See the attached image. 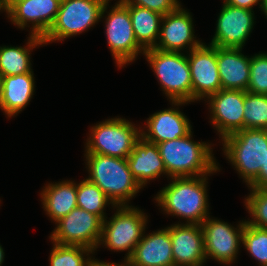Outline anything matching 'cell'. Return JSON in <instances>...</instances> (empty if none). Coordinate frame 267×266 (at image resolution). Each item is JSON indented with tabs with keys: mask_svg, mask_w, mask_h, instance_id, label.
Returning a JSON list of instances; mask_svg holds the SVG:
<instances>
[{
	"mask_svg": "<svg viewBox=\"0 0 267 266\" xmlns=\"http://www.w3.org/2000/svg\"><path fill=\"white\" fill-rule=\"evenodd\" d=\"M129 169L138 184L143 187L148 180H154L160 174H166V168L157 144L142 137L134 145L128 158Z\"/></svg>",
	"mask_w": 267,
	"mask_h": 266,
	"instance_id": "obj_21",
	"label": "cell"
},
{
	"mask_svg": "<svg viewBox=\"0 0 267 266\" xmlns=\"http://www.w3.org/2000/svg\"><path fill=\"white\" fill-rule=\"evenodd\" d=\"M172 177L173 181L155 198L167 214L187 219V224H199L208 217L206 177Z\"/></svg>",
	"mask_w": 267,
	"mask_h": 266,
	"instance_id": "obj_1",
	"label": "cell"
},
{
	"mask_svg": "<svg viewBox=\"0 0 267 266\" xmlns=\"http://www.w3.org/2000/svg\"><path fill=\"white\" fill-rule=\"evenodd\" d=\"M117 212L107 222L105 219L102 224V234L99 242L109 248V250L124 251L128 250V260L138 242L143 237L147 218L141 210L128 205L115 206Z\"/></svg>",
	"mask_w": 267,
	"mask_h": 266,
	"instance_id": "obj_8",
	"label": "cell"
},
{
	"mask_svg": "<svg viewBox=\"0 0 267 266\" xmlns=\"http://www.w3.org/2000/svg\"><path fill=\"white\" fill-rule=\"evenodd\" d=\"M124 262L125 263L120 265V264L109 263V262L107 263V262H104V261L100 262L98 260L96 261V259H95V260H92L90 266H131L128 260L125 259Z\"/></svg>",
	"mask_w": 267,
	"mask_h": 266,
	"instance_id": "obj_35",
	"label": "cell"
},
{
	"mask_svg": "<svg viewBox=\"0 0 267 266\" xmlns=\"http://www.w3.org/2000/svg\"><path fill=\"white\" fill-rule=\"evenodd\" d=\"M252 10L224 3L218 16L216 33L210 45L222 48H242L254 24Z\"/></svg>",
	"mask_w": 267,
	"mask_h": 266,
	"instance_id": "obj_14",
	"label": "cell"
},
{
	"mask_svg": "<svg viewBox=\"0 0 267 266\" xmlns=\"http://www.w3.org/2000/svg\"><path fill=\"white\" fill-rule=\"evenodd\" d=\"M51 240L62 245H78L95 251L98 248L103 220L80 208L73 209L57 222Z\"/></svg>",
	"mask_w": 267,
	"mask_h": 266,
	"instance_id": "obj_9",
	"label": "cell"
},
{
	"mask_svg": "<svg viewBox=\"0 0 267 266\" xmlns=\"http://www.w3.org/2000/svg\"><path fill=\"white\" fill-rule=\"evenodd\" d=\"M113 202L94 183L88 179L77 184V207L99 216L103 221L106 219L104 207Z\"/></svg>",
	"mask_w": 267,
	"mask_h": 266,
	"instance_id": "obj_26",
	"label": "cell"
},
{
	"mask_svg": "<svg viewBox=\"0 0 267 266\" xmlns=\"http://www.w3.org/2000/svg\"><path fill=\"white\" fill-rule=\"evenodd\" d=\"M205 257H211L220 263H232L240 243L242 242L245 221L238 225V229L228 223L210 219L209 216L201 223Z\"/></svg>",
	"mask_w": 267,
	"mask_h": 266,
	"instance_id": "obj_12",
	"label": "cell"
},
{
	"mask_svg": "<svg viewBox=\"0 0 267 266\" xmlns=\"http://www.w3.org/2000/svg\"><path fill=\"white\" fill-rule=\"evenodd\" d=\"M50 253V266H90L93 259L84 258L83 254L92 253L89 248L78 245H62L53 242ZM86 259V260H85Z\"/></svg>",
	"mask_w": 267,
	"mask_h": 266,
	"instance_id": "obj_28",
	"label": "cell"
},
{
	"mask_svg": "<svg viewBox=\"0 0 267 266\" xmlns=\"http://www.w3.org/2000/svg\"><path fill=\"white\" fill-rule=\"evenodd\" d=\"M175 266H202L206 260L202 226L175 224L168 227Z\"/></svg>",
	"mask_w": 267,
	"mask_h": 266,
	"instance_id": "obj_17",
	"label": "cell"
},
{
	"mask_svg": "<svg viewBox=\"0 0 267 266\" xmlns=\"http://www.w3.org/2000/svg\"><path fill=\"white\" fill-rule=\"evenodd\" d=\"M250 188L251 193L246 198L245 205L254 220L246 221V223L267 229V189Z\"/></svg>",
	"mask_w": 267,
	"mask_h": 266,
	"instance_id": "obj_30",
	"label": "cell"
},
{
	"mask_svg": "<svg viewBox=\"0 0 267 266\" xmlns=\"http://www.w3.org/2000/svg\"><path fill=\"white\" fill-rule=\"evenodd\" d=\"M105 33L119 67L135 60L138 53L145 52L136 41L129 10L120 0L108 14Z\"/></svg>",
	"mask_w": 267,
	"mask_h": 266,
	"instance_id": "obj_10",
	"label": "cell"
},
{
	"mask_svg": "<svg viewBox=\"0 0 267 266\" xmlns=\"http://www.w3.org/2000/svg\"><path fill=\"white\" fill-rule=\"evenodd\" d=\"M144 55L166 96L175 106L192 102V80L187 56L156 48L145 50Z\"/></svg>",
	"mask_w": 267,
	"mask_h": 266,
	"instance_id": "obj_4",
	"label": "cell"
},
{
	"mask_svg": "<svg viewBox=\"0 0 267 266\" xmlns=\"http://www.w3.org/2000/svg\"><path fill=\"white\" fill-rule=\"evenodd\" d=\"M60 3L61 0H5V11L19 28L32 22L31 35L43 38L55 21Z\"/></svg>",
	"mask_w": 267,
	"mask_h": 266,
	"instance_id": "obj_11",
	"label": "cell"
},
{
	"mask_svg": "<svg viewBox=\"0 0 267 266\" xmlns=\"http://www.w3.org/2000/svg\"><path fill=\"white\" fill-rule=\"evenodd\" d=\"M131 122L113 118L91 128V136L86 143V153H96L116 158H128L135 143L141 137Z\"/></svg>",
	"mask_w": 267,
	"mask_h": 266,
	"instance_id": "obj_7",
	"label": "cell"
},
{
	"mask_svg": "<svg viewBox=\"0 0 267 266\" xmlns=\"http://www.w3.org/2000/svg\"><path fill=\"white\" fill-rule=\"evenodd\" d=\"M2 98V76L0 75V102Z\"/></svg>",
	"mask_w": 267,
	"mask_h": 266,
	"instance_id": "obj_39",
	"label": "cell"
},
{
	"mask_svg": "<svg viewBox=\"0 0 267 266\" xmlns=\"http://www.w3.org/2000/svg\"><path fill=\"white\" fill-rule=\"evenodd\" d=\"M226 157L249 186L265 165L267 152V130L243 129L224 139Z\"/></svg>",
	"mask_w": 267,
	"mask_h": 266,
	"instance_id": "obj_5",
	"label": "cell"
},
{
	"mask_svg": "<svg viewBox=\"0 0 267 266\" xmlns=\"http://www.w3.org/2000/svg\"><path fill=\"white\" fill-rule=\"evenodd\" d=\"M192 16L181 6L162 17L159 43L154 48L161 51L181 52L186 45L189 51L198 48L202 42L194 40Z\"/></svg>",
	"mask_w": 267,
	"mask_h": 266,
	"instance_id": "obj_16",
	"label": "cell"
},
{
	"mask_svg": "<svg viewBox=\"0 0 267 266\" xmlns=\"http://www.w3.org/2000/svg\"><path fill=\"white\" fill-rule=\"evenodd\" d=\"M244 129L267 130V95L244 91Z\"/></svg>",
	"mask_w": 267,
	"mask_h": 266,
	"instance_id": "obj_27",
	"label": "cell"
},
{
	"mask_svg": "<svg viewBox=\"0 0 267 266\" xmlns=\"http://www.w3.org/2000/svg\"><path fill=\"white\" fill-rule=\"evenodd\" d=\"M208 102L212 123L222 139L244 129V91L221 89Z\"/></svg>",
	"mask_w": 267,
	"mask_h": 266,
	"instance_id": "obj_15",
	"label": "cell"
},
{
	"mask_svg": "<svg viewBox=\"0 0 267 266\" xmlns=\"http://www.w3.org/2000/svg\"><path fill=\"white\" fill-rule=\"evenodd\" d=\"M41 197L46 214L56 223L77 208V185L72 181L48 184Z\"/></svg>",
	"mask_w": 267,
	"mask_h": 266,
	"instance_id": "obj_23",
	"label": "cell"
},
{
	"mask_svg": "<svg viewBox=\"0 0 267 266\" xmlns=\"http://www.w3.org/2000/svg\"><path fill=\"white\" fill-rule=\"evenodd\" d=\"M5 10V0H0V10Z\"/></svg>",
	"mask_w": 267,
	"mask_h": 266,
	"instance_id": "obj_38",
	"label": "cell"
},
{
	"mask_svg": "<svg viewBox=\"0 0 267 266\" xmlns=\"http://www.w3.org/2000/svg\"><path fill=\"white\" fill-rule=\"evenodd\" d=\"M28 47H0V75L12 76L33 72L30 63V50L44 44L43 39L30 35Z\"/></svg>",
	"mask_w": 267,
	"mask_h": 266,
	"instance_id": "obj_25",
	"label": "cell"
},
{
	"mask_svg": "<svg viewBox=\"0 0 267 266\" xmlns=\"http://www.w3.org/2000/svg\"><path fill=\"white\" fill-rule=\"evenodd\" d=\"M261 9L264 11V14L267 16V0H262Z\"/></svg>",
	"mask_w": 267,
	"mask_h": 266,
	"instance_id": "obj_36",
	"label": "cell"
},
{
	"mask_svg": "<svg viewBox=\"0 0 267 266\" xmlns=\"http://www.w3.org/2000/svg\"><path fill=\"white\" fill-rule=\"evenodd\" d=\"M132 20V27L138 44L144 49L156 46L160 34L163 15L151 11L145 7L125 5Z\"/></svg>",
	"mask_w": 267,
	"mask_h": 266,
	"instance_id": "obj_24",
	"label": "cell"
},
{
	"mask_svg": "<svg viewBox=\"0 0 267 266\" xmlns=\"http://www.w3.org/2000/svg\"><path fill=\"white\" fill-rule=\"evenodd\" d=\"M3 260H4V251H3V248L0 245V266L3 263Z\"/></svg>",
	"mask_w": 267,
	"mask_h": 266,
	"instance_id": "obj_37",
	"label": "cell"
},
{
	"mask_svg": "<svg viewBox=\"0 0 267 266\" xmlns=\"http://www.w3.org/2000/svg\"><path fill=\"white\" fill-rule=\"evenodd\" d=\"M241 50L242 48L217 47V64L222 89L247 91L251 58L244 56Z\"/></svg>",
	"mask_w": 267,
	"mask_h": 266,
	"instance_id": "obj_19",
	"label": "cell"
},
{
	"mask_svg": "<svg viewBox=\"0 0 267 266\" xmlns=\"http://www.w3.org/2000/svg\"><path fill=\"white\" fill-rule=\"evenodd\" d=\"M147 132L141 130V137L151 143L179 139L191 132V125L180 110L165 109L152 114L147 120Z\"/></svg>",
	"mask_w": 267,
	"mask_h": 266,
	"instance_id": "obj_20",
	"label": "cell"
},
{
	"mask_svg": "<svg viewBox=\"0 0 267 266\" xmlns=\"http://www.w3.org/2000/svg\"><path fill=\"white\" fill-rule=\"evenodd\" d=\"M124 5L145 7L161 15L177 10L181 5L177 0H120ZM179 2V3H178Z\"/></svg>",
	"mask_w": 267,
	"mask_h": 266,
	"instance_id": "obj_32",
	"label": "cell"
},
{
	"mask_svg": "<svg viewBox=\"0 0 267 266\" xmlns=\"http://www.w3.org/2000/svg\"><path fill=\"white\" fill-rule=\"evenodd\" d=\"M249 187H254L258 189H267V152H266V158H265V165H262L259 175L250 184Z\"/></svg>",
	"mask_w": 267,
	"mask_h": 266,
	"instance_id": "obj_33",
	"label": "cell"
},
{
	"mask_svg": "<svg viewBox=\"0 0 267 266\" xmlns=\"http://www.w3.org/2000/svg\"><path fill=\"white\" fill-rule=\"evenodd\" d=\"M223 3L229 4L235 7L252 10L253 5H256L257 3L260 4V7H261L262 0H224Z\"/></svg>",
	"mask_w": 267,
	"mask_h": 266,
	"instance_id": "obj_34",
	"label": "cell"
},
{
	"mask_svg": "<svg viewBox=\"0 0 267 266\" xmlns=\"http://www.w3.org/2000/svg\"><path fill=\"white\" fill-rule=\"evenodd\" d=\"M242 244L261 266H267V229L255 227L245 221Z\"/></svg>",
	"mask_w": 267,
	"mask_h": 266,
	"instance_id": "obj_29",
	"label": "cell"
},
{
	"mask_svg": "<svg viewBox=\"0 0 267 266\" xmlns=\"http://www.w3.org/2000/svg\"><path fill=\"white\" fill-rule=\"evenodd\" d=\"M33 72L21 75L2 76V98L0 108L8 117L26 107L34 93Z\"/></svg>",
	"mask_w": 267,
	"mask_h": 266,
	"instance_id": "obj_22",
	"label": "cell"
},
{
	"mask_svg": "<svg viewBox=\"0 0 267 266\" xmlns=\"http://www.w3.org/2000/svg\"><path fill=\"white\" fill-rule=\"evenodd\" d=\"M191 133L157 144L169 177L203 176L219 170L211 146L192 141Z\"/></svg>",
	"mask_w": 267,
	"mask_h": 266,
	"instance_id": "obj_2",
	"label": "cell"
},
{
	"mask_svg": "<svg viewBox=\"0 0 267 266\" xmlns=\"http://www.w3.org/2000/svg\"><path fill=\"white\" fill-rule=\"evenodd\" d=\"M247 91L267 95V53L251 57L250 80Z\"/></svg>",
	"mask_w": 267,
	"mask_h": 266,
	"instance_id": "obj_31",
	"label": "cell"
},
{
	"mask_svg": "<svg viewBox=\"0 0 267 266\" xmlns=\"http://www.w3.org/2000/svg\"><path fill=\"white\" fill-rule=\"evenodd\" d=\"M90 182L96 184L113 202V206L126 205L142 187L133 177L127 158H116L86 153Z\"/></svg>",
	"mask_w": 267,
	"mask_h": 266,
	"instance_id": "obj_3",
	"label": "cell"
},
{
	"mask_svg": "<svg viewBox=\"0 0 267 266\" xmlns=\"http://www.w3.org/2000/svg\"><path fill=\"white\" fill-rule=\"evenodd\" d=\"M109 0H61L59 11L44 44L80 34L103 17Z\"/></svg>",
	"mask_w": 267,
	"mask_h": 266,
	"instance_id": "obj_6",
	"label": "cell"
},
{
	"mask_svg": "<svg viewBox=\"0 0 267 266\" xmlns=\"http://www.w3.org/2000/svg\"><path fill=\"white\" fill-rule=\"evenodd\" d=\"M128 261L131 266H175L169 229L144 235Z\"/></svg>",
	"mask_w": 267,
	"mask_h": 266,
	"instance_id": "obj_18",
	"label": "cell"
},
{
	"mask_svg": "<svg viewBox=\"0 0 267 266\" xmlns=\"http://www.w3.org/2000/svg\"><path fill=\"white\" fill-rule=\"evenodd\" d=\"M192 80V101L209 97L221 88L217 64V47L202 43L187 55Z\"/></svg>",
	"mask_w": 267,
	"mask_h": 266,
	"instance_id": "obj_13",
	"label": "cell"
}]
</instances>
